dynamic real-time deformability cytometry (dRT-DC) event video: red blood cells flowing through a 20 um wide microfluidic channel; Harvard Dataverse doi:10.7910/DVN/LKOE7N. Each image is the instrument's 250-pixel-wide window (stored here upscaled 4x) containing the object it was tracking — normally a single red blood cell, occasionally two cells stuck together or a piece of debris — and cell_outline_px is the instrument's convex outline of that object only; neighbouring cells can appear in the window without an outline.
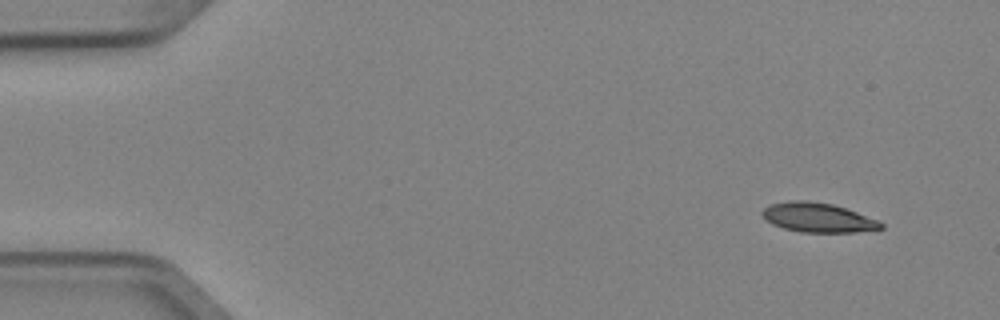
{"species": "Egyptian fruit bat (a non-hibernating species)", "species_latin": "Rousettus aegyptiacus", "temperature_condition": "cold", "stored_images_in_passage": 4, "camera_frame_rate_fps": 3000, "um_per_image_px": 0.085, "animal": {"sex": "female"}, "frame": {"image": 1, "passage_image": 1, "time_ms": 0.0, "image_size_px": [1000, 320], "cell_outline_px": [[884, 228], [852, 232], [800, 232], [784, 228], [772, 224], [760, 212], [764, 208], [772, 204], [792, 200], [808, 200], [832, 204], [880, 220], [884, 224]], "centroid_in_image_um": [69.54, 18.49], "position_along_channel_um": 15.5, "area_um2": 20.17}}
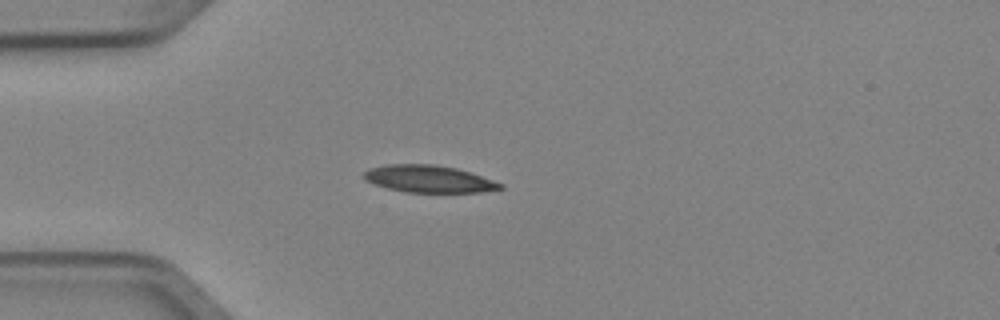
{"frame": {"image": 2, "passage_image": 4, "time_ms": 1.0, "image_size_px": [1000, 320], "cell_outline_px": [[504, 188], [480, 192], [404, 192], [388, 188], [364, 180], [364, 172], [372, 168], [388, 164], [432, 164], [456, 168], [504, 184]], "centroid_in_image_um": [36.45, 15.21], "position_along_channel_um": 48.6, "area_um2": 21.27}}